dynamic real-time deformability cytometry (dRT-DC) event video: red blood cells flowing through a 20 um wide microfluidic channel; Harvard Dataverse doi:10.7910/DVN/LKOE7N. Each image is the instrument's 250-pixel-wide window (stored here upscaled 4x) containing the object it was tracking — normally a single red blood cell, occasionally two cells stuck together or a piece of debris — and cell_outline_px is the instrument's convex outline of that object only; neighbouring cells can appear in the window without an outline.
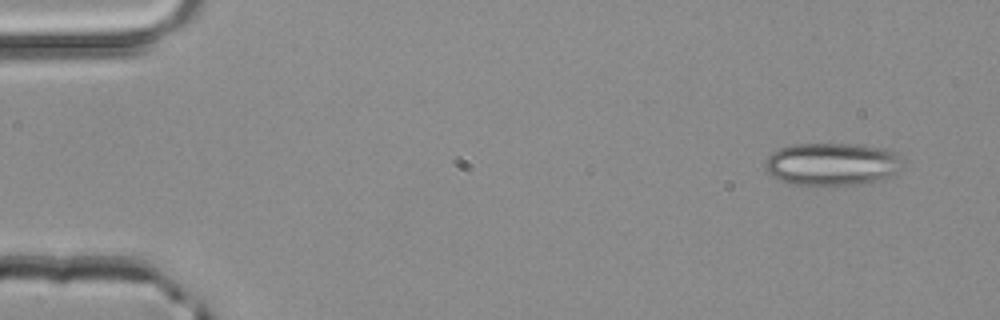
{"species": "common noctule bat (a hibernating species)", "species_latin": "Nyctalus noctula", "temperature_condition": "room temperature", "stored_images_in_passage": 3, "camera_frame_rate_fps": 3000, "um_per_image_px": 0.085, "animal": {"sex": "male", "body_mass_g": 20.4}, "frame": {"image": 1, "passage_image": 1, "time_ms": 0.0, "image_size_px": [1000, 320], "cell_outline_px": [[904, 156], [900, 168], [896, 172], [884, 180], [868, 184], [788, 184], [780, 180], [768, 172], [764, 168], [764, 160], [772, 152], [780, 148], [796, 144], [856, 144], [888, 148]], "centroid_in_image_um": [70.78, 13.94], "position_along_channel_um": 14.2, "area_um2": 34.62}}